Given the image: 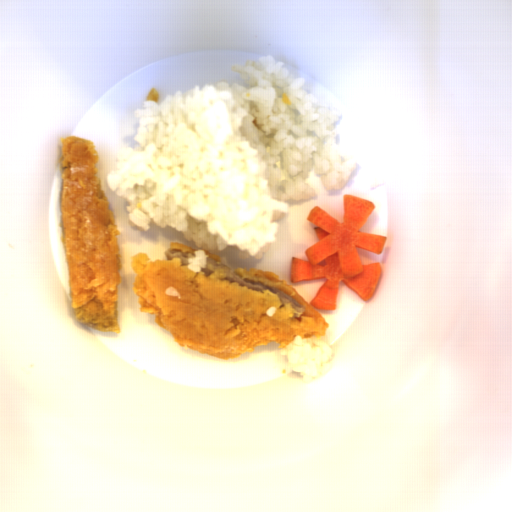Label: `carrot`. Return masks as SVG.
Wrapping results in <instances>:
<instances>
[{
    "label": "carrot",
    "instance_id": "obj_1",
    "mask_svg": "<svg viewBox=\"0 0 512 512\" xmlns=\"http://www.w3.org/2000/svg\"><path fill=\"white\" fill-rule=\"evenodd\" d=\"M375 207V203L367 198L343 194L342 223L318 205L309 210L306 220L316 225L313 230L319 241L303 252L307 260L291 257L288 284L325 279L308 303L316 310L337 309L341 282L366 303L374 295L381 279L382 265L379 261L363 264L360 249L380 256L388 236L359 229Z\"/></svg>",
    "mask_w": 512,
    "mask_h": 512
}]
</instances>
